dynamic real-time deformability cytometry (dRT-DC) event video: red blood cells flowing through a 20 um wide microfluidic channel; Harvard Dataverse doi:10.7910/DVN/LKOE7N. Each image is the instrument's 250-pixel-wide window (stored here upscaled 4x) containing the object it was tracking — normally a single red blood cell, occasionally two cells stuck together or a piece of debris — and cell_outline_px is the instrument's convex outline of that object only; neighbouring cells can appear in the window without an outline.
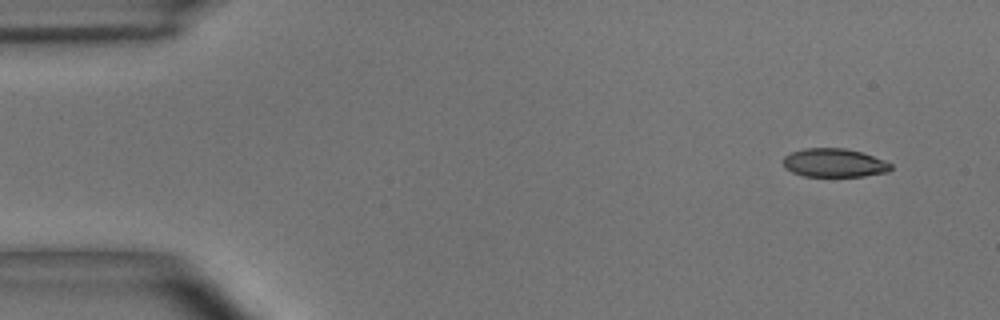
{"species": "common noctule bat (a hibernating species)", "species_latin": "Nyctalus noctula", "temperature_condition": "room temperature", "stored_images_in_passage": 4, "camera_frame_rate_fps": 3000, "um_per_image_px": 0.085, "animal": {"sex": "male", "body_mass_g": 15.6}, "frame": {"image": 1, "passage_image": 1, "time_ms": 0.0, "image_size_px": [1000, 320], "cell_outline_px": [[892, 168], [888, 172], [864, 176], [804, 176], [792, 172], [784, 168], [784, 156], [792, 152], [804, 148], [844, 148], [860, 152], [872, 156], [892, 164]], "centroid_in_image_um": [70.89, 13.85], "position_along_channel_um": 14.1, "area_um2": 17.8}}
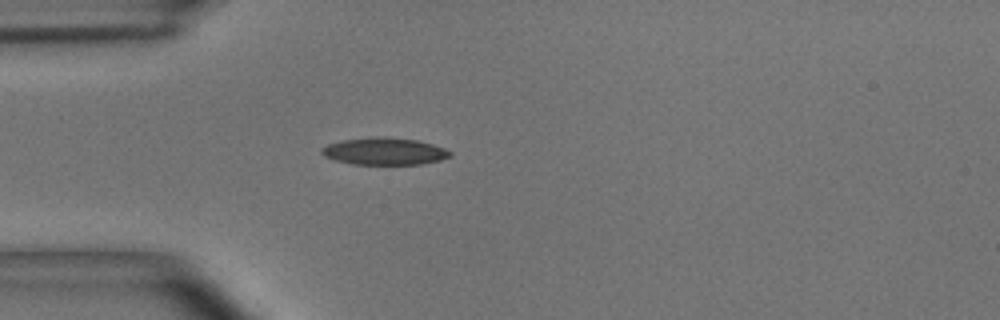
{"frame": {"image": 2, "passage_image": 4, "time_ms": 1.0, "image_size_px": [1000, 320], "cell_outline_px": [[452, 156], [440, 160], [420, 164], [352, 164], [336, 160], [324, 156], [320, 152], [320, 148], [328, 144], [344, 140], [376, 136], [380, 136], [416, 140], [432, 144], [444, 148], [452, 152]], "centroid_in_image_um": [32.67, 12.86], "position_along_channel_um": 52.3, "area_um2": 20.23}}